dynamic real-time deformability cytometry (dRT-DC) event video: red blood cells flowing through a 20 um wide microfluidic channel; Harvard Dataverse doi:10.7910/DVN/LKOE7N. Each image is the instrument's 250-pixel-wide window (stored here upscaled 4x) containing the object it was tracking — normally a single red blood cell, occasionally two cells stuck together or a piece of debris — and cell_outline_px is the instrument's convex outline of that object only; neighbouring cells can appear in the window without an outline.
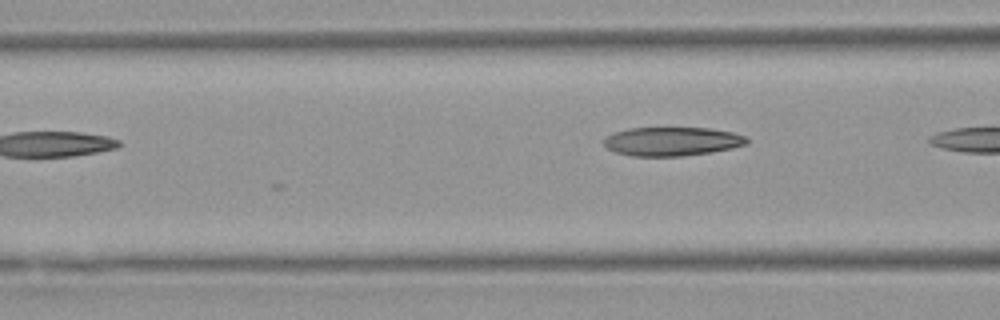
{"species": "Egyptian fruit bat (a non-hibernating species)", "species_latin": "Rousettus aegyptiacus", "temperature_condition": "warm", "stored_images_in_passage": 4, "camera_frame_rate_fps": 3000, "um_per_image_px": 0.085, "animal": {"sex": "female"}, "frame": {"image": 1, "passage_image": 3, "time_ms": 2.333, "image_size_px": [1000, 320], "cell_outline_px": [[748, 140], [744, 144], [732, 148], [708, 152], [680, 156], [632, 156], [616, 152], [608, 148], [604, 144], [604, 140], [608, 136], [616, 132], [628, 128], [708, 128], [732, 132], [748, 136]], "centroid_in_image_um": [57.13, 12.01], "position_along_channel_um": 109.5, "area_um2": 23.7}}